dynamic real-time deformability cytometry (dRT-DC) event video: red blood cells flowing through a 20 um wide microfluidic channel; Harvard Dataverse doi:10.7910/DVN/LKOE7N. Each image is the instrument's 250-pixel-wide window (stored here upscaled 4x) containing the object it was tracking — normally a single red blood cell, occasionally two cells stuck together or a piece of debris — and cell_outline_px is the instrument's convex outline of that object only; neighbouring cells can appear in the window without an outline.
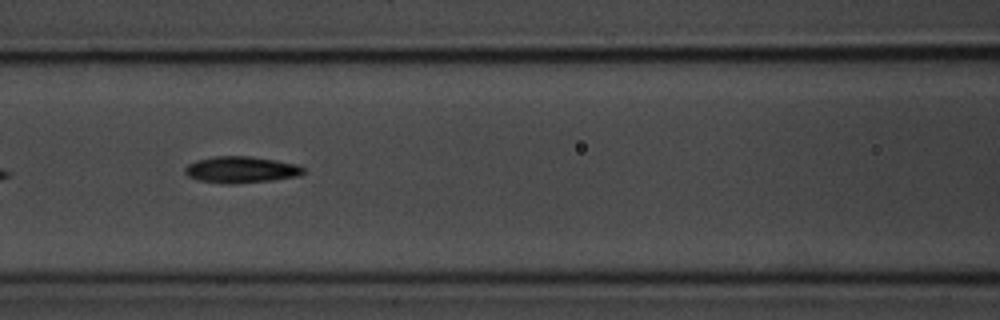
{"species": "common noctule bat (a hibernating species)", "species_latin": "Nyctalus noctula", "temperature_condition": "room temperature", "stored_images_in_passage": 9, "camera_frame_rate_fps": 3000, "um_per_image_px": 0.085, "animal": {"sex": "male", "body_mass_g": 20.1, "forearm_length_mm": 53.5}, "frame": {"image": 1, "passage_image": 7, "time_ms": 7.0, "image_size_px": [1000, 320], "cell_outline_px": [[304, 172], [300, 176], [272, 180], [232, 184], [228, 184], [200, 180], [188, 176], [184, 172], [184, 168], [188, 164], [196, 160], [216, 156], [248, 156], [276, 160], [296, 164], [304, 168]], "centroid_in_image_um": [20.49, 14.42], "position_along_channel_um": 146.1, "area_um2": 18.21}}
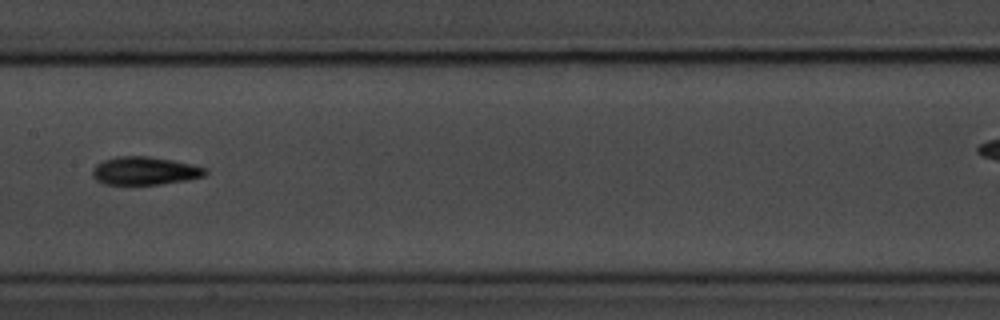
{"frame": {"image": 2, "passage_image": 8, "time_ms": 8.333, "image_size_px": [1000, 320], "cell_outline_px": [[208, 172], [204, 176], [188, 180], [160, 184], [104, 184], [96, 180], [92, 176], [92, 168], [96, 164], [104, 160], [116, 156], [148, 156], [172, 160], [192, 164], [204, 168]], "centroid_in_image_um": [12.28, 14.52], "position_along_channel_um": 195.1, "area_um2": 18.5}}